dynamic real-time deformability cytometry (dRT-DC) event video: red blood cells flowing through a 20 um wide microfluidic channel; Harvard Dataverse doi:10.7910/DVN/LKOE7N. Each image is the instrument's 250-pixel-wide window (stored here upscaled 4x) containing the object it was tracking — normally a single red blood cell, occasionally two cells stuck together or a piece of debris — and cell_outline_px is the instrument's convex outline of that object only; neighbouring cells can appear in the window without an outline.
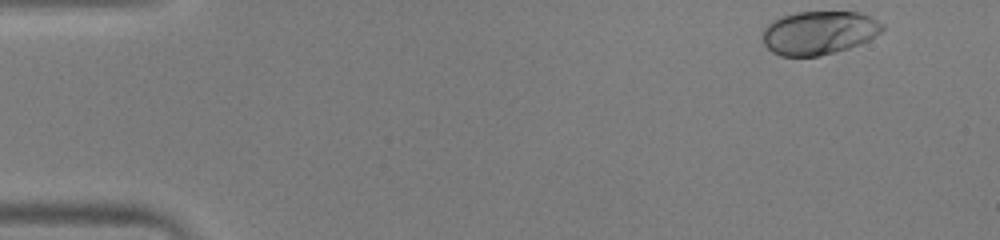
{"species": "human", "species_latin": "Homo sapiens", "temperature_condition": "warm", "stored_images_in_passage": 49, "camera_frame_rate_fps": 3000, "um_per_image_px": 0.085, "donor": {"sex": "male"}, "frame": {"image": 1, "passage_image": 1, "time_ms": 0.0, "image_size_px": [1000, 240], "cell_outline_px": [[884, 28], [880, 32], [868, 40], [860, 44], [848, 48], [820, 56], [780, 56], [772, 52], [764, 44], [760, 36], [764, 28], [772, 20], [780, 16], [796, 12], [860, 12], [884, 24]], "centroid_in_image_um": [69.56, 2.78], "position_along_channel_um": 15.4, "area_um2": 30.52}}
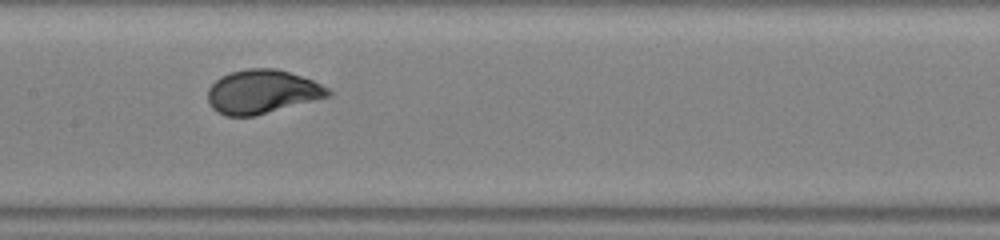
{"frame": {"image": 2, "passage_image": 23, "time_ms": 7.333, "image_size_px": [1000, 240], "cell_outline_px": [[332, 96], [256, 116], [228, 116], [216, 112], [208, 104], [208, 88], [220, 76], [228, 72], [248, 68], [276, 68], [312, 80], [328, 88], [332, 92]], "centroid_in_image_um": [22.27, 7.8], "position_along_channel_um": 185.1, "area_um2": 30.98}}
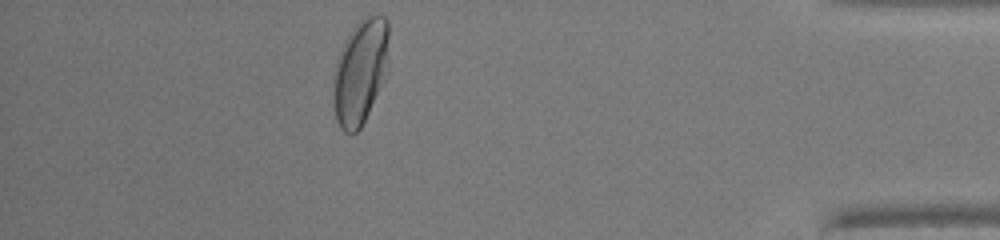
{"frame": {"image": 3, "passage_image": 43, "time_ms": 14.0, "image_size_px": [1000, 240], "cell_outline_px": [[388, 76], [360, 128], [356, 132], [344, 132], [340, 128], [336, 120], [332, 100], [332, 80], [336, 64], [344, 40], [356, 24], [360, 20], [368, 16], [384, 16], [388, 20]], "centroid_in_image_um": [30.63, 6.12], "position_along_channel_um": 404.6, "area_um2": 34.45}, "authors_computed_cell_mechanics": {"area_um2": 30.9808, "velocity_mm_per_s": 3.9772, "shape_relaxation_time_tau1_ms": 2.4308, "shape_relaxation_time_tau2_ms": null, "deformation_change_tau1": 0.1603, "deformation_change_tau2": null}}